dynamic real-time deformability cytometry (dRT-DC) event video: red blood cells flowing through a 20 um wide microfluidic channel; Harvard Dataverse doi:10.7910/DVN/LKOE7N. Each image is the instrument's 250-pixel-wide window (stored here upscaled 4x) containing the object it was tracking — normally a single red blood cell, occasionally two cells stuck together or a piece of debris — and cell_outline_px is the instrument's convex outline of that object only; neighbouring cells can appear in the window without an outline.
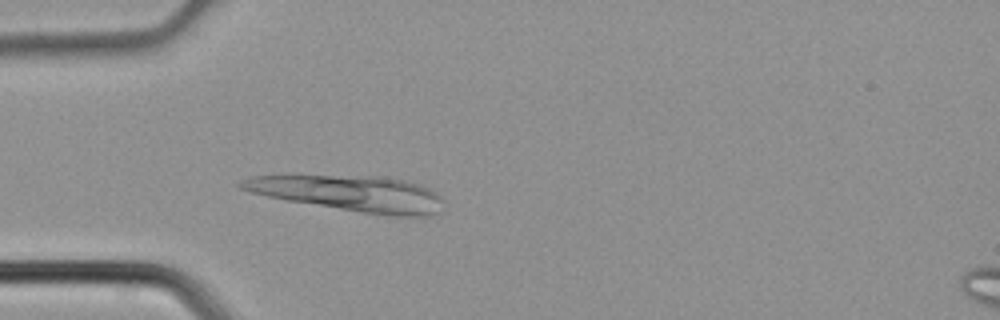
{"species": "common noctule bat (a hibernating species)", "species_latin": "Nyctalus noctula", "temperature_condition": "cold", "stored_images_in_passage": 3, "camera_frame_rate_fps": 3000, "um_per_image_px": 0.085, "animal": {"sex": "male", "body_mass_g": 21.5, "forearm_length_mm": 52.0}, "frame": {"image": 1, "passage_image": 3, "time_ms": 0.667, "image_size_px": [1000, 320], "cell_outline_px": [[444, 200], [440, 216], [388, 216], [288, 200], [268, 196], [252, 192], [240, 188], [236, 184], [240, 180], [248, 176], [384, 176], [404, 180], [420, 184], [436, 192]], "centroid_in_image_um": [29.86, 16.44], "position_along_channel_um": 55.1, "area_um2": 42.02}}